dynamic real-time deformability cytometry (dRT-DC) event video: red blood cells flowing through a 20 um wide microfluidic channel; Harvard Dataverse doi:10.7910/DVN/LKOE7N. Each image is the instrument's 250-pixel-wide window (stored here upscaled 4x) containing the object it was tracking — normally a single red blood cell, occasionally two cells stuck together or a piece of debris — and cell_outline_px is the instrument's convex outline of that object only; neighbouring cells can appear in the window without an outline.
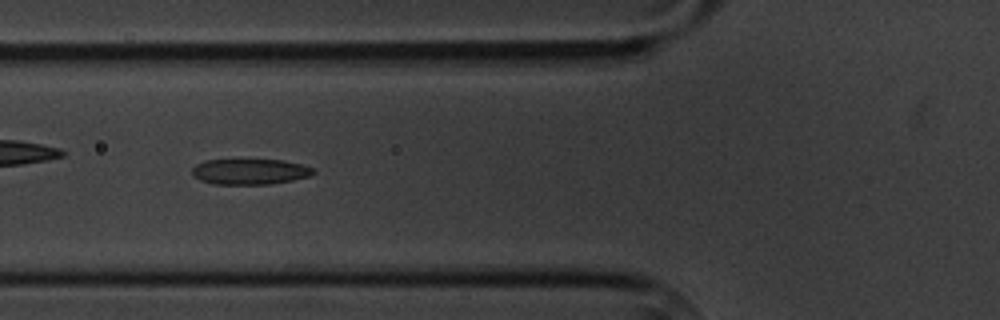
{"species": "common noctule bat (a hibernating species)", "species_latin": "Nyctalus noctula", "temperature_condition": "cold", "stored_images_in_passage": 8, "camera_frame_rate_fps": 3000, "um_per_image_px": 0.085, "animal": {"sex": "male", "body_mass_g": 20.1, "forearm_length_mm": 53.5}, "frame": {"image": 1, "passage_image": 7, "time_ms": 7.0, "image_size_px": [1000, 320], "cell_outline_px": [[316, 172], [308, 176], [292, 180], [268, 184], [212, 184], [200, 180], [192, 176], [192, 168], [196, 164], [208, 160], [284, 160], [300, 164], [312, 168]], "centroid_in_image_um": [21.2, 14.59], "position_along_channel_um": 104.6, "area_um2": 17.98}}
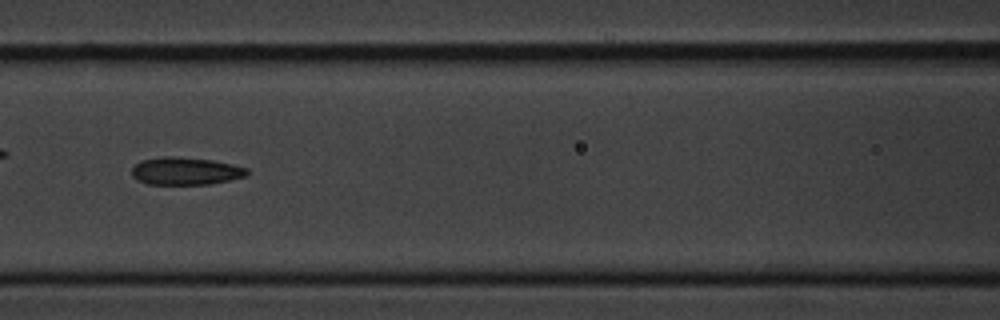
{"frame": {"image": 2, "passage_image": 8, "time_ms": 8.333, "image_size_px": [1000, 320], "cell_outline_px": [[248, 172], [244, 176], [228, 180], [208, 184], [148, 184], [132, 176], [132, 168], [140, 160], [164, 156], [172, 156], [212, 160], [232, 164], [248, 168]], "centroid_in_image_um": [15.75, 14.53], "position_along_channel_um": 150.8, "area_um2": 18.32}}